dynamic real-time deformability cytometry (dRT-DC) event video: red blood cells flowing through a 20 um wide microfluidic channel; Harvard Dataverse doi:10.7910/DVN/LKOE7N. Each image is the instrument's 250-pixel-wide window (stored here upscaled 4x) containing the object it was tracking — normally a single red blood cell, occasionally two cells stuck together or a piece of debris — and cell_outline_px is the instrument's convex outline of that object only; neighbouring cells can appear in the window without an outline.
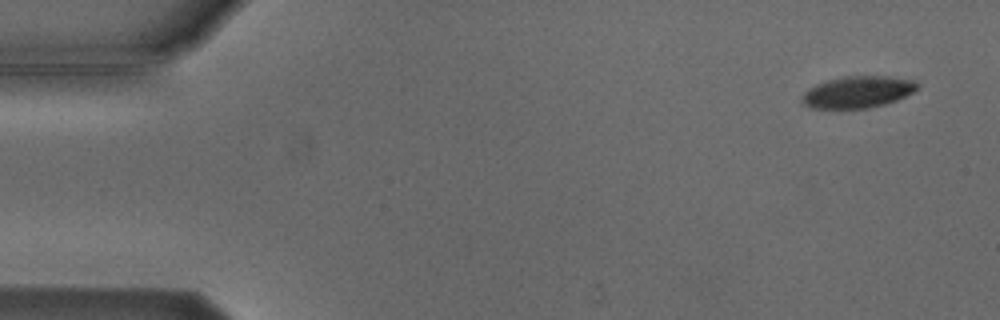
{"species": "Egyptian fruit bat (a non-hibernating species)", "species_latin": "Rousettus aegyptiacus", "temperature_condition": "cold", "stored_images_in_passage": 5, "camera_frame_rate_fps": 3000, "um_per_image_px": 0.085, "animal": {"sex": "male"}, "frame": {"image": 1, "passage_image": 1, "time_ms": 0.0, "image_size_px": [1000, 320], "cell_outline_px": [[920, 88], [896, 100], [884, 104], [868, 108], [812, 108], [804, 104], [800, 100], [800, 96], [808, 88], [816, 84], [828, 80], [844, 76], [888, 76], [916, 80], [920, 84]], "centroid_in_image_um": [72.91, 7.81], "position_along_channel_um": 12.1, "area_um2": 21.44}}